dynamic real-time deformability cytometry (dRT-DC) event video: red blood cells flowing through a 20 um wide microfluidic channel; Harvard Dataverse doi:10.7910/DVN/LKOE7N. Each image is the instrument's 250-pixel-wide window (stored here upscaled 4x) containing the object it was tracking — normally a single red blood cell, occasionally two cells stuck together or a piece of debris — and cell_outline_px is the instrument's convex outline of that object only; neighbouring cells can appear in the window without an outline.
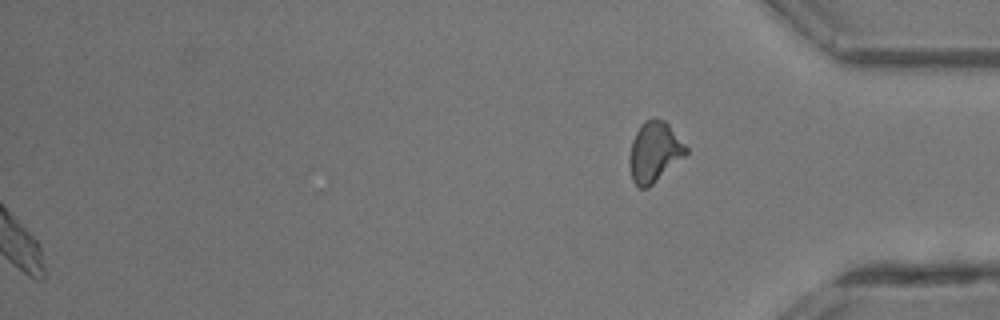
{"species": "common noctule bat (a hibernating species)", "species_latin": "Nyctalus noctula", "temperature_condition": "room temperature", "stored_images_in_passage": 30, "segment_of_instrument_passage": [2, 2], "camera_frame_rate_fps": 3000, "um_per_image_px": 0.085, "animal": {"sex": "male", "body_mass_g": 13.3}, "frame": {"image": 1, "passage_image": 30, "time_ms": 9.667, "image_size_px": [1000, 320], "cell_outline_px": [[688, 152], [684, 156], [648, 188], [640, 188], [632, 180], [628, 160], [628, 156], [632, 140], [640, 124], [644, 120], [652, 116], [664, 120], [668, 124], [688, 148]], "centroid_in_image_um": [55.59, 12.88], "position_along_channel_um": 379.6, "area_um2": 19.94}}